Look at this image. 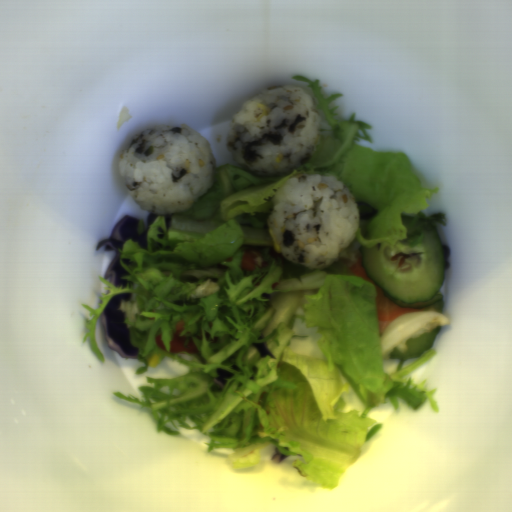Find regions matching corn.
<instances>
[{
	"instance_id": "corn-1",
	"label": "corn",
	"mask_w": 512,
	"mask_h": 512,
	"mask_svg": "<svg viewBox=\"0 0 512 512\" xmlns=\"http://www.w3.org/2000/svg\"><path fill=\"white\" fill-rule=\"evenodd\" d=\"M269 233H270V235H271V236H272V238H273V246H274L275 250H276L277 252H279V253H282V252H281V250H280L279 241H278V239L276 238V236L274 235V233H273L272 229H270V228H269Z\"/></svg>"
}]
</instances>
